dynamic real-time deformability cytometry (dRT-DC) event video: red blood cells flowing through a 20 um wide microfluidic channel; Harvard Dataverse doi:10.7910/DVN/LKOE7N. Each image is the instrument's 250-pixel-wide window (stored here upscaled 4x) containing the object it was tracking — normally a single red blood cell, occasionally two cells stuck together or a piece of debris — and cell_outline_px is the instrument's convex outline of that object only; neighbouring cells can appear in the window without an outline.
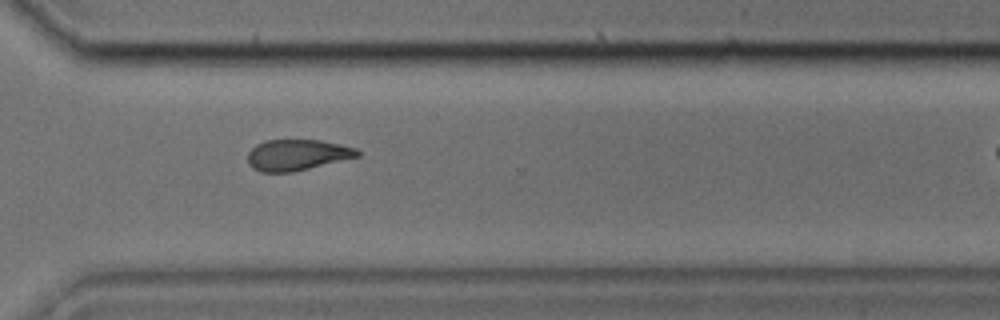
{"species": "common noctule bat (a hibernating species)", "species_latin": "Nyctalus noctula", "temperature_condition": "cold", "stored_images_in_passage": 29, "camera_frame_rate_fps": 3000, "um_per_image_px": 0.085, "animal": {"sex": "male", "body_mass_g": 17.9, "forearm_length_mm": 54.2}, "frame": {"image": 1, "passage_image": 25, "time_ms": 8.0, "image_size_px": [1000, 320], "cell_outline_px": [[360, 156], [292, 172], [260, 172], [252, 168], [248, 164], [248, 152], [256, 144], [268, 140], [320, 140], [340, 144], [356, 148], [360, 152]], "centroid_in_image_um": [25.24, 13.17], "position_along_channel_um": 345.4, "area_um2": 19.77}}